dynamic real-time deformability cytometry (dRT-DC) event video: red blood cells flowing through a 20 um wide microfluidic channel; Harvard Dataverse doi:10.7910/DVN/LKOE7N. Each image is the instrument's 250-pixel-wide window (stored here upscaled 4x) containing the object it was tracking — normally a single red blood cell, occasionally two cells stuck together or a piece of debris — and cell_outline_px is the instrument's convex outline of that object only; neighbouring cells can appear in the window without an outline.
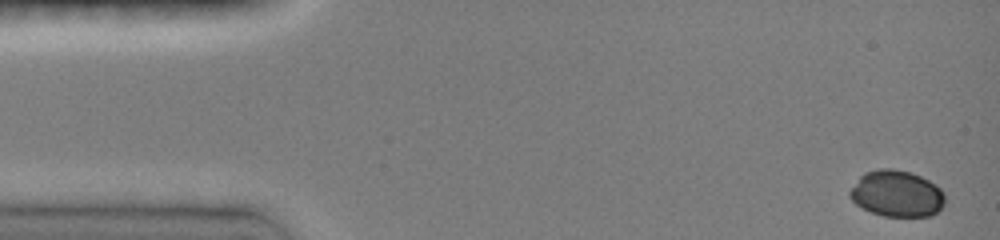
{"species": "common noctule bat (a hibernating species)", "species_latin": "Nyctalus noctula", "temperature_condition": "room temperature", "stored_images_in_passage": 11, "camera_frame_rate_fps": 3000, "um_per_image_px": 0.085, "animal": {"sex": "female", "body_mass_g": 19.0, "forearm_length_mm": 51.5}, "frame": {"image": 1, "passage_image": 1, "time_ms": 0.0, "image_size_px": [1000, 240], "cell_outline_px": [[944, 204], [932, 216], [884, 216], [872, 212], [856, 204], [848, 196], [848, 192], [860, 176], [864, 172], [880, 168], [892, 168], [912, 172], [936, 184], [944, 192]], "centroid_in_image_um": [76.22, 16.44], "position_along_channel_um": 8.8, "area_um2": 25.78}}
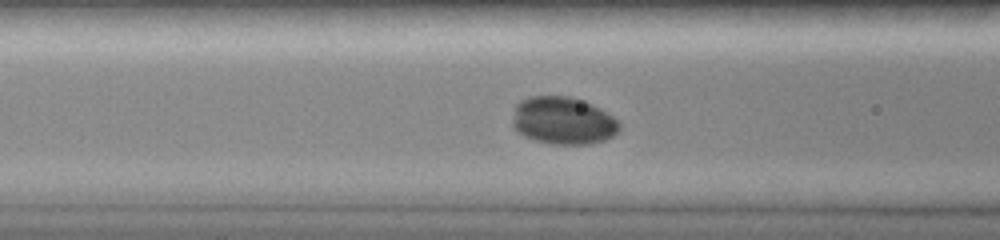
{"frame": {"image": 2, "passage_image": 9, "time_ms": 5.667, "image_size_px": [1000, 240], "cell_outline_px": [[620, 128], [612, 136], [604, 140], [592, 144], [552, 144], [536, 140], [524, 136], [512, 128], [512, 120], [516, 104], [520, 100], [532, 96], [568, 96], [584, 100], [600, 108], [612, 116], [620, 124]], "centroid_in_image_um": [47.84, 10.25], "position_along_channel_um": 118.8, "area_um2": 29.71}}
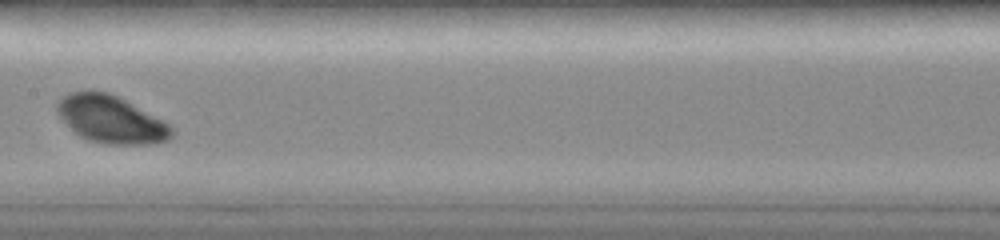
{"frame": {"image": 3, "passage_image": 11, "time_ms": 7.667, "image_size_px": [1000, 240], "cell_outline_px": [[176, 132], [168, 140], [152, 144], [104, 144], [88, 140], [80, 136], [56, 112], [56, 104], [64, 96], [72, 92], [88, 88], [108, 92], [164, 120]], "centroid_in_image_um": [9.45, 10.13], "position_along_channel_um": 198.0, "area_um2": 31.67}}